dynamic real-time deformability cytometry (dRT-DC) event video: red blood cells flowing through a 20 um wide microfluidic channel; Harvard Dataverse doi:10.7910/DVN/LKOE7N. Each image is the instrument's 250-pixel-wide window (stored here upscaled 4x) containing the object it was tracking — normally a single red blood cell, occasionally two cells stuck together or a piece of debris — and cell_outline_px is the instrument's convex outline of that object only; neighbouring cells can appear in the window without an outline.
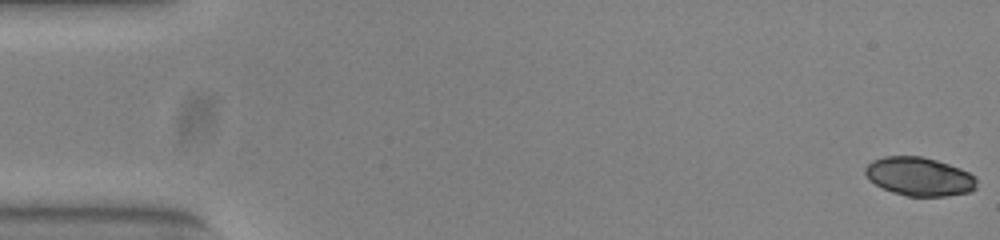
{"species": "common noctule bat (a hibernating species)", "species_latin": "Nyctalus noctula", "temperature_condition": "warm", "stored_images_in_passage": 53, "camera_frame_rate_fps": 3000, "um_per_image_px": 0.085, "animal": {"sex": "female", "body_mass_g": 23.0, "forearm_length_mm": 53.4}, "frame": {"image": 1, "passage_image": 1, "time_ms": 0.0, "image_size_px": [1000, 240], "cell_outline_px": [[976, 188], [968, 192], [944, 196], [908, 196], [892, 192], [868, 180], [864, 172], [864, 168], [872, 160], [884, 156], [920, 156], [936, 160], [960, 168], [976, 176]], "centroid_in_image_um": [78.12, 15.0], "position_along_channel_um": 6.9, "area_um2": 25.03}}
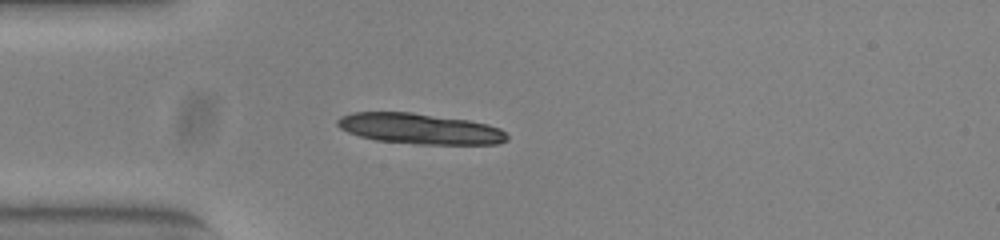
{"frame": {"image": 2, "passage_image": 15, "time_ms": 4.667, "image_size_px": [1000, 240], "cell_outline_px": [[508, 140], [496, 144], [416, 144], [376, 140], [360, 136], [348, 132], [340, 128], [336, 124], [336, 120], [340, 116], [352, 112], [412, 112], [468, 120], [488, 124], [500, 128], [508, 136]], "centroid_in_image_um": [35.67, 10.93], "position_along_channel_um": 49.3, "area_um2": 30.35}, "authors_computed_cell_mechanics": {"area_um2": 25.3742, "velocity_mm_per_s": 3.8673, "shape_relaxation_time_tau1_ms": 0.9515, "shape_relaxation_time_tau2_ms": 3.1024, "deformation_change_tau1": 0.262, "deformation_change_tau2": 0.0655}}